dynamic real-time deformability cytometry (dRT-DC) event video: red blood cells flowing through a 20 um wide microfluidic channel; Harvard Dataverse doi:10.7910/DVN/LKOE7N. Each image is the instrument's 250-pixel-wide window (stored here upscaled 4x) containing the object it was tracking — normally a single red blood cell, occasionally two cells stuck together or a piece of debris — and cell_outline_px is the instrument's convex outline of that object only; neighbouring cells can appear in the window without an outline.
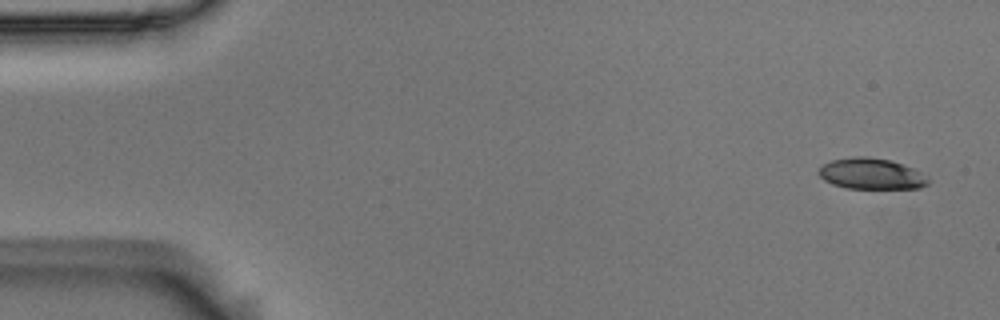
{"species": "Egyptian fruit bat (a non-hibernating species)", "species_latin": "Rousettus aegyptiacus", "temperature_condition": "room temperature", "stored_images_in_passage": 6, "camera_frame_rate_fps": 3000, "um_per_image_px": 0.085, "animal": {"sex": "male"}, "frame": {"image": 1, "passage_image": 1, "time_ms": 0.0, "image_size_px": [1000, 320], "cell_outline_px": [[928, 184], [920, 188], [848, 188], [832, 184], [824, 180], [816, 172], [824, 164], [832, 160], [856, 156], [868, 156], [888, 160], [912, 168], [928, 176]], "centroid_in_image_um": [74.04, 14.77], "position_along_channel_um": 11.0, "area_um2": 19.59}}
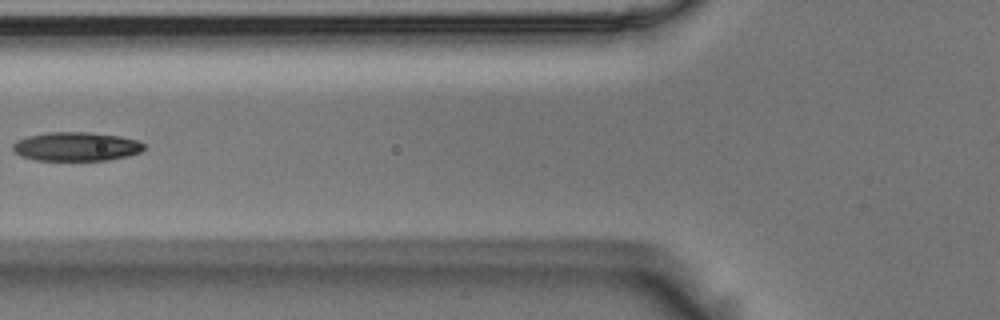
{"frame": {"image": 2, "passage_image": 6, "time_ms": 1.667, "image_size_px": [1000, 320], "cell_outline_px": [[144, 148], [140, 152], [128, 156], [108, 160], [36, 160], [20, 156], [12, 152], [12, 144], [16, 140], [28, 136], [48, 132], [88, 132], [120, 136], [136, 140], [144, 144]], "centroid_in_image_um": [6.43, 12.46], "position_along_channel_um": 119.4, "area_um2": 22.2}}